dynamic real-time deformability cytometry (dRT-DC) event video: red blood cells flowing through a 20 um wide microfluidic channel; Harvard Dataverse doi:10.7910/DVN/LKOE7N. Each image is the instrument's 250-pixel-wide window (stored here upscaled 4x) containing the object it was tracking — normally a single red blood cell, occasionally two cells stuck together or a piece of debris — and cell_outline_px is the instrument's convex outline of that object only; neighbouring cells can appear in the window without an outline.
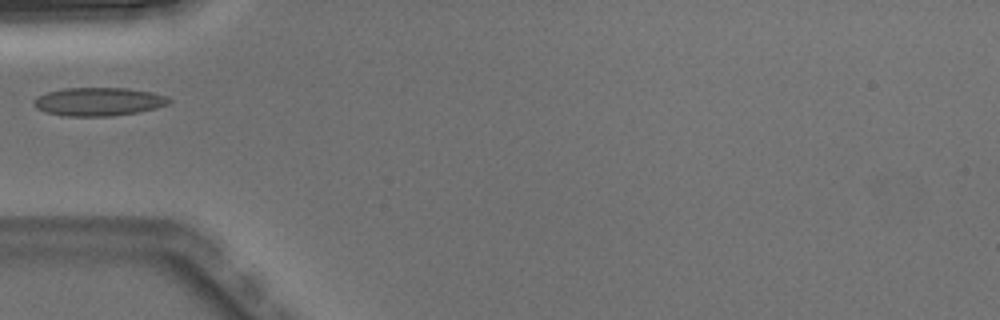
{"species": "Egyptian fruit bat (a non-hibernating species)", "species_latin": "Rousettus aegyptiacus", "temperature_condition": "warm", "stored_images_in_passage": 1, "camera_frame_rate_fps": 3000, "um_per_image_px": 0.085, "animal": {"sex": "male"}, "frame": {"image": 1, "passage_image": 1, "time_ms": 0.0, "image_size_px": [1000, 320], "cell_outline_px": [[172, 100], [168, 104], [156, 108], [140, 112], [112, 116], [64, 116], [48, 112], [36, 108], [36, 100], [40, 96], [48, 92], [64, 88], [128, 88], [152, 92], [164, 96]], "centroid_in_image_um": [8.44, 8.64], "position_along_channel_um": 76.6, "area_um2": 22.08}}